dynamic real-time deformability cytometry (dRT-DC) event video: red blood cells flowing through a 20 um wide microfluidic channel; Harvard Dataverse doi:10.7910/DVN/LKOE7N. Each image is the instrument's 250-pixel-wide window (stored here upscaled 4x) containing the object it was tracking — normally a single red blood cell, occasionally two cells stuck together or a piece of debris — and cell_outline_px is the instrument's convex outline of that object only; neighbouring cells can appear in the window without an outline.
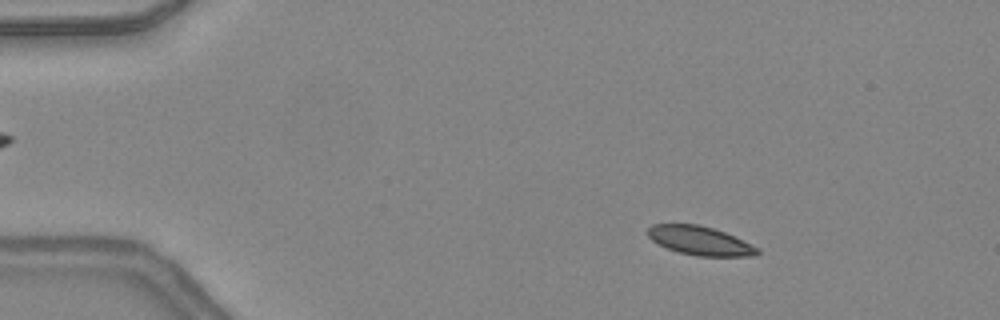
{"species": "common noctule bat (a hibernating species)", "species_latin": "Nyctalus noctula", "temperature_condition": "warm", "stored_images_in_passage": 48, "camera_frame_rate_fps": 3000, "um_per_image_px": 0.085, "animal": {"sex": "female", "body_mass_g": 24.6, "forearm_length_mm": 56.2}, "frame": {"image": 1, "passage_image": 7, "time_ms": 2.0, "image_size_px": [1000, 320], "cell_outline_px": [[760, 252], [756, 256], [696, 256], [680, 252], [668, 248], [652, 240], [648, 236], [648, 228], [652, 224], [700, 224], [724, 232], [760, 248]], "centroid_in_image_um": [59.52, 20.46], "position_along_channel_um": 25.5, "area_um2": 18.26}}
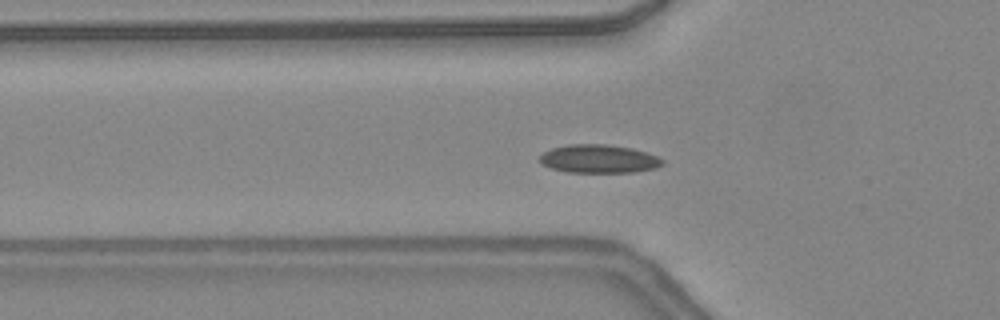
{"frame": {"image": 2, "passage_image": 16, "time_ms": 5.0, "image_size_px": [1000, 320], "cell_outline_px": [[664, 164], [656, 168], [632, 172], [564, 172], [552, 168], [544, 164], [540, 160], [540, 156], [544, 152], [552, 148], [568, 144], [608, 144], [632, 148], [648, 152], [664, 160]], "centroid_in_image_um": [50.93, 13.49], "position_along_channel_um": 74.9, "area_um2": 20.29}}
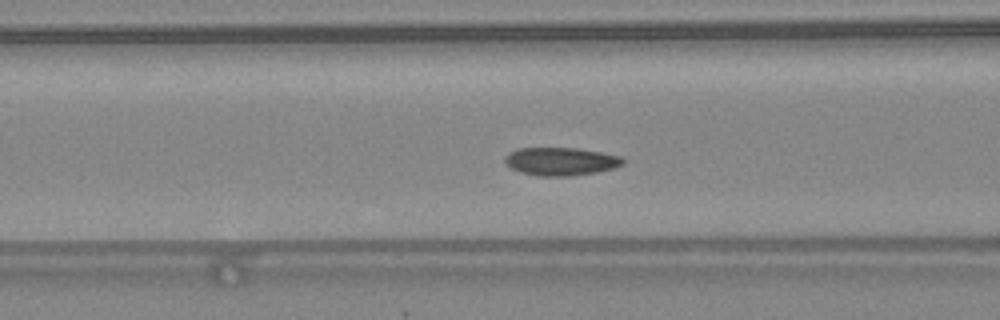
{"frame": {"image": 3, "passage_image": 19, "time_ms": 6.0, "image_size_px": [1000, 320], "cell_outline_px": [[624, 164], [612, 168], [596, 172], [572, 176], [540, 176], [520, 172], [512, 168], [504, 160], [504, 156], [508, 152], [516, 148], [576, 148], [600, 152], [620, 156], [624, 160]], "centroid_in_image_um": [47.64, 13.71], "position_along_channel_um": 119.0, "area_um2": 19.25}}